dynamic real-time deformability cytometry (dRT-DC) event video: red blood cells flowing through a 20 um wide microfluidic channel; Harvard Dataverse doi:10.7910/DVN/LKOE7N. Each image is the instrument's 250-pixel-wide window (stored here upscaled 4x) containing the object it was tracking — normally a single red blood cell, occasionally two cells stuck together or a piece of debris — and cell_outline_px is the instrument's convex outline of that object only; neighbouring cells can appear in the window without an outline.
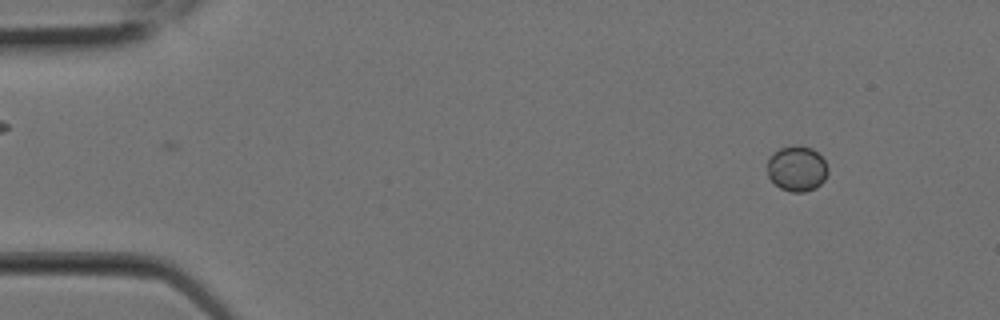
{"species": "Egyptian fruit bat (a non-hibernating species)", "species_latin": "Rousettus aegyptiacus", "temperature_condition": "room temperature", "stored_images_in_passage": 6, "camera_frame_rate_fps": 3000, "um_per_image_px": 0.085, "animal": {"sex": "female"}, "frame": {"image": 1, "passage_image": 2, "time_ms": 0.333, "image_size_px": [1000, 320], "cell_outline_px": [[828, 172], [824, 180], [816, 188], [804, 192], [792, 192], [780, 188], [768, 176], [768, 160], [772, 152], [780, 148], [796, 144], [812, 148], [824, 160], [828, 168]], "centroid_in_image_um": [67.74, 14.32], "position_along_channel_um": 17.3, "area_um2": 16.07}}
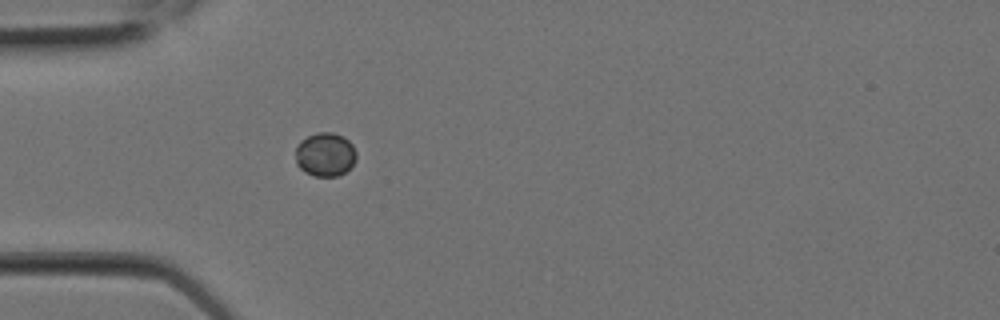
{"frame": {"image": 2, "passage_image": 6, "time_ms": 1.667, "image_size_px": [1000, 320], "cell_outline_px": [[356, 160], [344, 172], [336, 176], [316, 176], [304, 172], [296, 164], [296, 148], [300, 140], [316, 132], [332, 132], [344, 136], [352, 144], [356, 152]], "centroid_in_image_um": [27.63, 13.11], "position_along_channel_um": 57.4, "area_um2": 15.55}}